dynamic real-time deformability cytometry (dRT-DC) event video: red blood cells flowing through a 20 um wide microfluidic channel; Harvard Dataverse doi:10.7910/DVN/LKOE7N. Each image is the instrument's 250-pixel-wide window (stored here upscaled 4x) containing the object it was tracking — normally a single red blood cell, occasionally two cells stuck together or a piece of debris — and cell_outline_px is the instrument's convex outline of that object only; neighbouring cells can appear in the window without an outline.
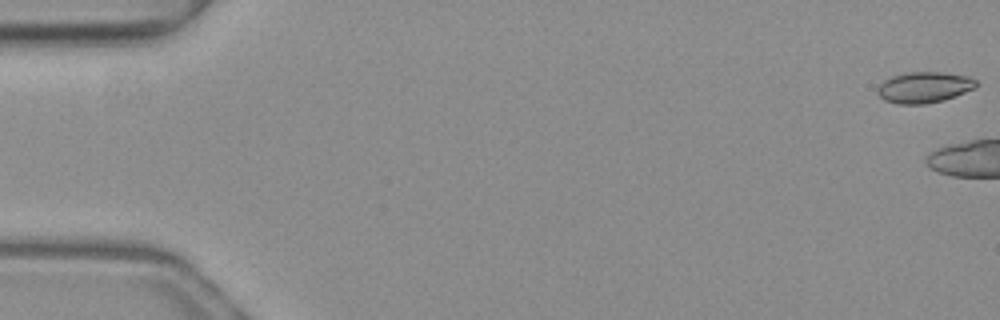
{"species": "common noctule bat (a hibernating species)", "species_latin": "Nyctalus noctula", "temperature_condition": "warm", "stored_images_in_passage": 6, "camera_frame_rate_fps": 3000, "um_per_image_px": 0.085, "animal": {"sex": "female", "body_mass_g": 19.3, "forearm_length_mm": 54.1}, "frame": {"image": 1, "passage_image": 1, "time_ms": 0.0, "image_size_px": [1000, 320], "cell_outline_px": [[976, 84], [972, 88], [964, 92], [944, 100], [924, 104], [896, 104], [884, 100], [876, 92], [876, 88], [884, 80], [892, 76], [908, 72], [944, 72], [968, 76], [976, 80]], "centroid_in_image_um": [78.5, 7.42], "position_along_channel_um": 6.5, "area_um2": 17.74}}